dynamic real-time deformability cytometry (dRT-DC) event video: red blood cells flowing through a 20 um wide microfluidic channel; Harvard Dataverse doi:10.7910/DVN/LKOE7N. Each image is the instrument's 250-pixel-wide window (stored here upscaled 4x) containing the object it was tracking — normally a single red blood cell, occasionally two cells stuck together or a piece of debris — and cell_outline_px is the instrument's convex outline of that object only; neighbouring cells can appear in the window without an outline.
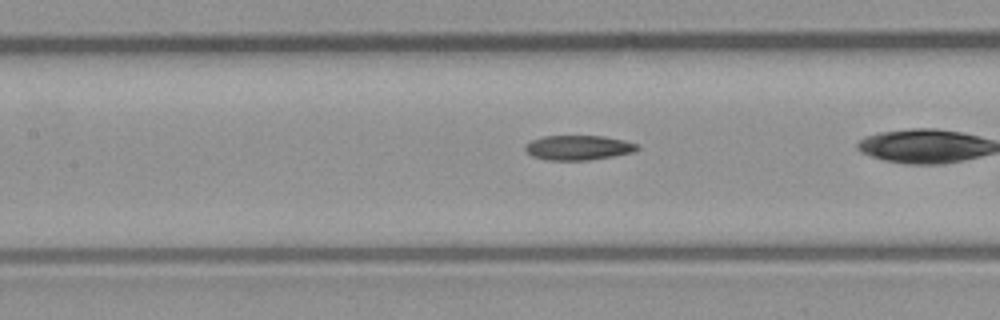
{"species": "common noctule bat (a hibernating species)", "species_latin": "Nyctalus noctula", "temperature_condition": "room temperature", "stored_images_in_passage": 25, "camera_frame_rate_fps": 3000, "um_per_image_px": 0.085, "animal": {"sex": "male", "body_mass_g": 23.1, "forearm_length_mm": 52.7}, "frame": {"image": 1, "passage_image": 8, "time_ms": 2.333, "image_size_px": [1000, 320], "cell_outline_px": [[640, 148], [632, 152], [612, 156], [588, 160], [548, 160], [532, 156], [524, 148], [532, 140], [544, 136], [604, 136], [624, 140], [640, 144]], "centroid_in_image_um": [49.2, 12.54], "position_along_channel_um": 158.2, "area_um2": 16.01}}
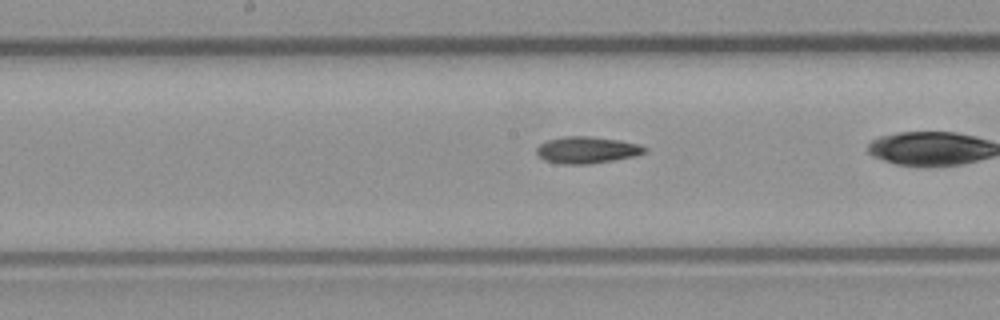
{"frame": {"image": 2, "passage_image": 11, "time_ms": 3.333, "image_size_px": [1000, 320], "cell_outline_px": [[648, 152], [636, 156], [588, 164], [560, 164], [544, 160], [536, 152], [536, 148], [540, 144], [548, 140], [564, 136], [588, 136], [620, 140], [640, 144], [648, 148]], "centroid_in_image_um": [49.92, 12.74], "position_along_channel_um": 198.3, "area_um2": 16.94}}